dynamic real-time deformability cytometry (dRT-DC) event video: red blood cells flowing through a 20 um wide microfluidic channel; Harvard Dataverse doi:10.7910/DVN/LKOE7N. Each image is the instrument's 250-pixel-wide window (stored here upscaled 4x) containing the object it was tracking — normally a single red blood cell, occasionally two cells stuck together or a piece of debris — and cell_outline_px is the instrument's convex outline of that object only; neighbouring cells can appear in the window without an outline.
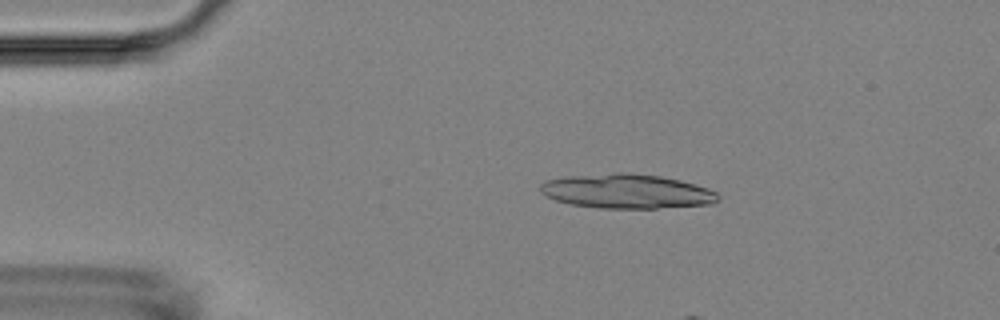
{"species": "Egyptian fruit bat (a non-hibernating species)", "species_latin": "Rousettus aegyptiacus", "temperature_condition": "room temperature", "stored_images_in_passage": 4, "camera_frame_rate_fps": 3000, "um_per_image_px": 0.085, "animal": {"sex": "female"}, "frame": {"image": 1, "passage_image": 2, "time_ms": 1.333, "image_size_px": [1000, 320], "cell_outline_px": [[720, 200], [712, 204], [656, 208], [600, 208], [572, 204], [556, 200], [540, 192], [540, 184], [544, 180], [564, 176], [616, 172], [632, 172], [660, 176], [680, 180], [696, 184], [708, 188], [716, 192], [720, 196]], "centroid_in_image_um": [53.28, 16.24], "position_along_channel_um": 31.7, "area_um2": 35.95}}